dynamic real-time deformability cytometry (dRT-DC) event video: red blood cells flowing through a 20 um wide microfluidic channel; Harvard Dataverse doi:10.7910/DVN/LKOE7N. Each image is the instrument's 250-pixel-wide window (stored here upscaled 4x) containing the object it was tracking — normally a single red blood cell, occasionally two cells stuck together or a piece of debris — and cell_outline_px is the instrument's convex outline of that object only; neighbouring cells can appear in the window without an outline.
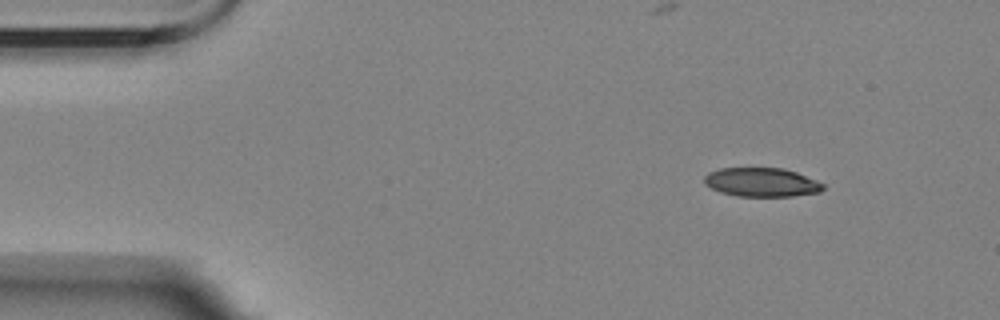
{"species": "Egyptian fruit bat (a non-hibernating species)", "species_latin": "Rousettus aegyptiacus", "temperature_condition": "room temperature", "stored_images_in_passage": 4, "camera_frame_rate_fps": 3000, "um_per_image_px": 0.085, "animal": {"sex": "female"}, "frame": {"image": 1, "passage_image": 1, "time_ms": 0.0, "image_size_px": [1000, 320], "cell_outline_px": [[824, 188], [820, 192], [792, 196], [736, 196], [720, 192], [704, 184], [704, 176], [708, 172], [720, 168], [784, 168], [796, 172], [816, 180], [824, 184]], "centroid_in_image_um": [64.72, 15.49], "position_along_channel_um": 20.3, "area_um2": 20.06}}
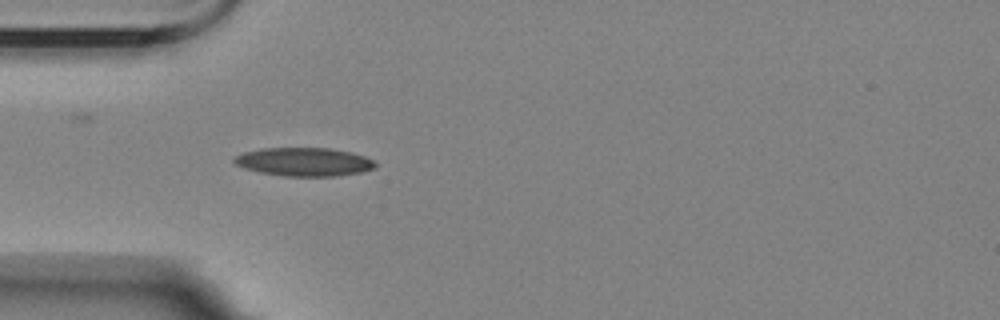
{"frame": {"image": 2, "passage_image": 4, "time_ms": 3.333, "image_size_px": [1000, 320], "cell_outline_px": [[376, 168], [360, 172], [336, 176], [284, 176], [260, 172], [244, 168], [236, 164], [232, 160], [236, 156], [244, 152], [260, 148], [328, 148], [352, 152], [364, 156], [372, 160], [376, 164]], "centroid_in_image_um": [25.84, 13.75], "position_along_channel_um": 59.2, "area_um2": 23.35}}